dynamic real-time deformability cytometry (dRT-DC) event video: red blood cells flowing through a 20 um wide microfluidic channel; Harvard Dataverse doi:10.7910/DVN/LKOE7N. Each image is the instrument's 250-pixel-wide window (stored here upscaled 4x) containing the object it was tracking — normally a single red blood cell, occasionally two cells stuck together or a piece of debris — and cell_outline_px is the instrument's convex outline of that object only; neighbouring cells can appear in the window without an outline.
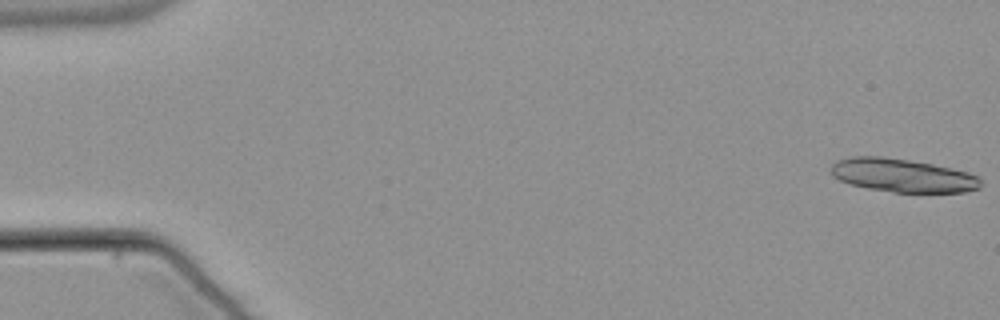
{"species": "common noctule bat (a hibernating species)", "species_latin": "Nyctalus noctula", "temperature_condition": "warm", "stored_images_in_passage": 20, "segment_of_instrument_passage": [1, 2], "camera_frame_rate_fps": 3000, "um_per_image_px": 0.085, "animal": {"sex": "male", "body_mass_g": 21.5, "forearm_length_mm": 52.0}, "frame": {"image": 1, "passage_image": 1, "time_ms": 0.0, "image_size_px": [1000, 320], "cell_outline_px": [[980, 188], [964, 192], [892, 192], [868, 188], [852, 184], [840, 180], [832, 176], [832, 164], [836, 160], [852, 156], [880, 156], [908, 160], [932, 164], [952, 168], [968, 172], [976, 176], [980, 180]], "centroid_in_image_um": [76.7, 14.9], "position_along_channel_um": 8.3, "area_um2": 28.96}}